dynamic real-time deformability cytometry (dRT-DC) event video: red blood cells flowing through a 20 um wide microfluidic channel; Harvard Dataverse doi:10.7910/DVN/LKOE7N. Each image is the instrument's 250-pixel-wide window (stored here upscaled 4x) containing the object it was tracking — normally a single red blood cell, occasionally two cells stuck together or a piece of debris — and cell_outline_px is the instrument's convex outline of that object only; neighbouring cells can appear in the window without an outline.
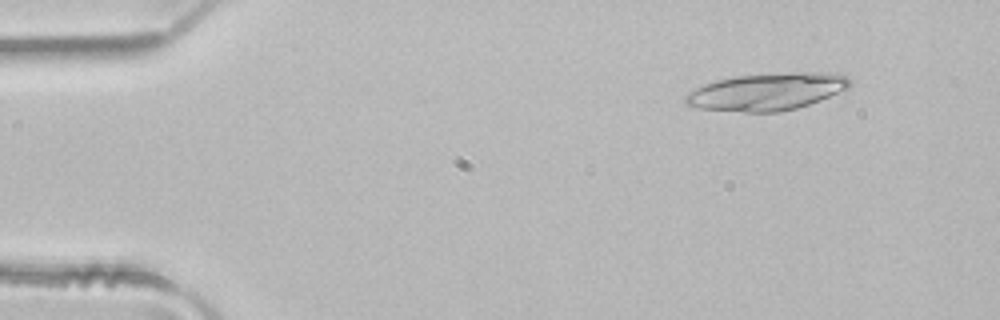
{"species": "common noctule bat (a hibernating species)", "species_latin": "Nyctalus noctula", "temperature_condition": "room temperature", "stored_images_in_passage": 3, "camera_frame_rate_fps": 3000, "um_per_image_px": 0.085, "animal": {"sex": "male", "body_mass_g": 21.5, "forearm_length_mm": 52.0}, "frame": {"image": 1, "passage_image": 1, "time_ms": 0.0, "image_size_px": [1000, 320], "cell_outline_px": [[852, 84], [848, 88], [820, 100], [796, 108], [780, 112], [744, 112], [700, 108], [684, 104], [684, 96], [688, 92], [704, 84], [716, 80], [736, 76], [792, 72], [820, 72], [848, 76], [852, 80]], "centroid_in_image_um": [65.18, 7.79], "position_along_channel_um": 19.8, "area_um2": 35.6}}